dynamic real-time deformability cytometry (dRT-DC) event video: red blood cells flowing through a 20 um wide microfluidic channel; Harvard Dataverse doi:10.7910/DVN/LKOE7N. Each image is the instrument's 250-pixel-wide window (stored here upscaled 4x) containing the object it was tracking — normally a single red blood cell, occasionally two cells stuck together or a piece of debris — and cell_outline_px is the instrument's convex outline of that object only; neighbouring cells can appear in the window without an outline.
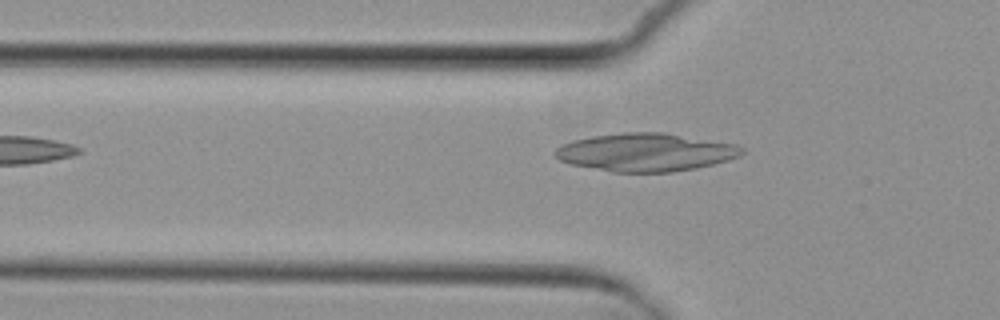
{"species": "common noctule bat (a hibernating species)", "species_latin": "Nyctalus noctula", "temperature_condition": "cold", "stored_images_in_passage": 5, "camera_frame_rate_fps": 3000, "um_per_image_px": 0.085, "animal": {"sex": "female", "body_mass_g": 29.2, "forearm_length_mm": 56.3}, "frame": {"image": 1, "passage_image": 5, "time_ms": 4.667, "image_size_px": [1000, 320], "cell_outline_px": [[744, 152], [740, 156], [728, 160], [696, 168], [672, 172], [612, 172], [572, 164], [560, 160], [552, 152], [560, 144], [572, 140], [592, 136], [624, 132], [664, 132], [736, 144], [744, 148]], "centroid_in_image_um": [54.88, 12.93], "position_along_channel_um": 70.9, "area_um2": 41.56}}